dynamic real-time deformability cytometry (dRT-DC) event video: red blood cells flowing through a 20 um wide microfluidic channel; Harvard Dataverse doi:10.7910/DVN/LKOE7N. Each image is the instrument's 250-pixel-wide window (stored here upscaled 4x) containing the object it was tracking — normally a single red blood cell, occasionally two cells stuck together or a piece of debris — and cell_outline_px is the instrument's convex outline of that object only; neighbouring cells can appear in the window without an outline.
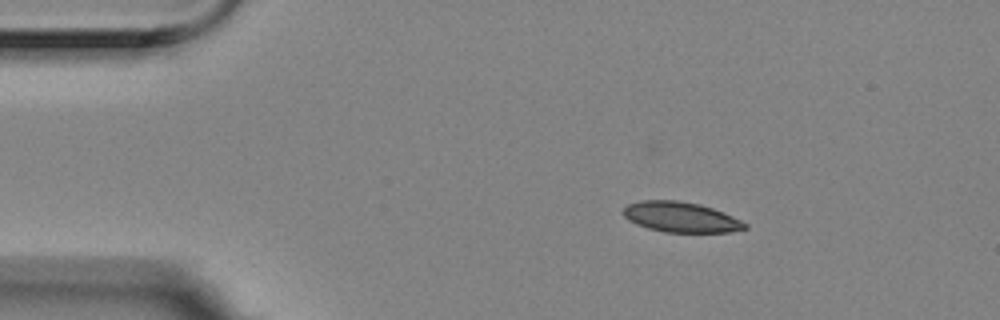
{"species": "Egyptian fruit bat (a non-hibernating species)", "species_latin": "Rousettus aegyptiacus", "temperature_condition": "room temperature", "stored_images_in_passage": 2, "camera_frame_rate_fps": 3000, "um_per_image_px": 0.085, "animal": {"sex": "female"}, "frame": {"image": 1, "passage_image": 1, "time_ms": 0.0, "image_size_px": [1000, 320], "cell_outline_px": [[748, 228], [728, 232], [664, 232], [648, 228], [636, 224], [628, 220], [620, 212], [628, 204], [640, 200], [676, 200], [700, 204], [724, 212], [748, 224]], "centroid_in_image_um": [57.84, 18.45], "position_along_channel_um": 27.2, "area_um2": 21.56}}